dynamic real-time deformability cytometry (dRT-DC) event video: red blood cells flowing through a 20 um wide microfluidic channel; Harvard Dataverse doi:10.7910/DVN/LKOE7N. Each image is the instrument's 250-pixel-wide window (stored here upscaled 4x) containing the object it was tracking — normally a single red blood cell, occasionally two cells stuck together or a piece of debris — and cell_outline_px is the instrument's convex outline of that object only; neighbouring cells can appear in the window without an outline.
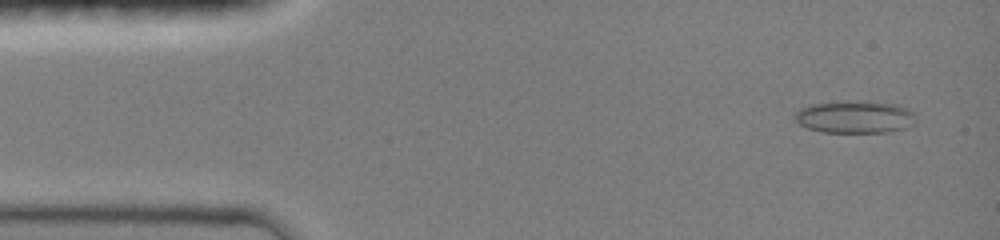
{"species": "common noctule bat (a hibernating species)", "species_latin": "Nyctalus noctula", "temperature_condition": "room temperature", "stored_images_in_passage": 47, "camera_frame_rate_fps": 3000, "um_per_image_px": 0.085, "animal": {"sex": "female", "body_mass_g": 19.0, "forearm_length_mm": 51.5}, "frame": {"image": 1, "passage_image": 3, "time_ms": 0.667, "image_size_px": [1000, 240], "cell_outline_px": [[916, 120], [908, 128], [888, 132], [820, 132], [808, 128], [800, 124], [796, 120], [796, 112], [800, 108], [812, 104], [844, 100], [872, 100], [896, 104], [908, 108], [916, 112]], "centroid_in_image_um": [72.74, 9.91], "position_along_channel_um": 12.3, "area_um2": 23.47}}
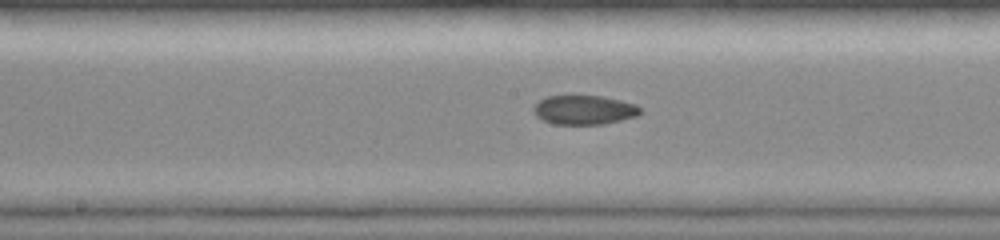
{"frame": {"image": 2, "passage_image": 24, "time_ms": 7.667, "image_size_px": [1000, 240], "cell_outline_px": [[644, 112], [636, 116], [604, 124], [552, 124], [536, 116], [532, 112], [532, 108], [540, 100], [548, 96], [600, 96], [620, 100], [636, 104]], "centroid_in_image_um": [49.65, 9.35], "position_along_channel_um": 198.5, "area_um2": 18.15}}
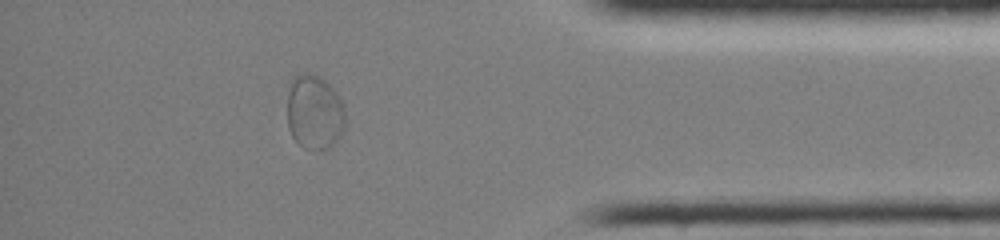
{"frame": {"image": 3, "passage_image": 41, "time_ms": 13.333, "image_size_px": [1000, 240], "cell_outline_px": [[344, 128], [340, 136], [328, 148], [312, 152], [304, 148], [292, 136], [288, 128], [288, 92], [292, 76], [304, 72], [308, 72], [320, 76], [336, 92], [344, 104]], "centroid_in_image_um": [26.72, 9.53], "position_along_channel_um": 408.5, "area_um2": 25.55}, "authors_computed_cell_mechanics": {"area_um2": 19.5364, "velocity_mm_per_s": 4.0235, "shape_relaxation_time_tau1_ms": null, "shape_relaxation_time_tau2_ms": 1.8297, "deformation_change_tau1": null, "deformation_change_tau2": 0.0497}}